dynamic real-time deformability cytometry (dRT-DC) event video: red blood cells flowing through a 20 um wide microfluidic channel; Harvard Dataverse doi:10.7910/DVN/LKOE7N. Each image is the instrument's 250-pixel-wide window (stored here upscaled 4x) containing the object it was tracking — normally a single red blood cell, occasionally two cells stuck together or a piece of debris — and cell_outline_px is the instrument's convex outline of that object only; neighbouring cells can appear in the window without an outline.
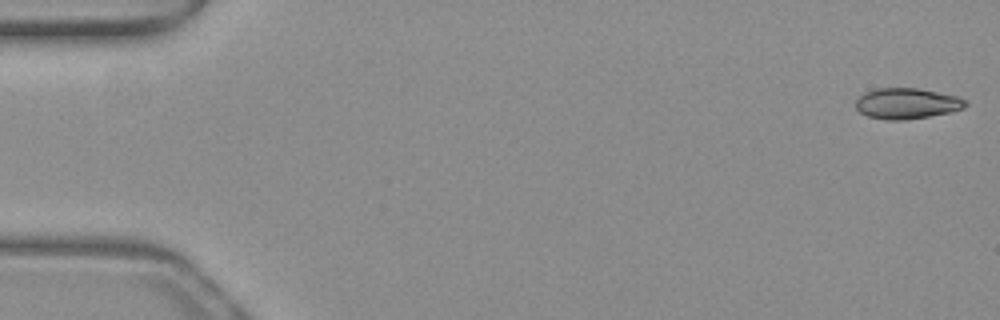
{"species": "common noctule bat (a hibernating species)", "species_latin": "Nyctalus noctula", "temperature_condition": "warm", "stored_images_in_passage": 52, "camera_frame_rate_fps": 3000, "um_per_image_px": 0.085, "animal": {"sex": "female", "body_mass_g": 19.3, "forearm_length_mm": 54.1}, "frame": {"image": 1, "passage_image": 1, "time_ms": 0.0, "image_size_px": [1000, 320], "cell_outline_px": [[968, 104], [964, 108], [948, 112], [928, 116], [904, 120], [884, 120], [868, 116], [860, 112], [856, 108], [856, 100], [860, 96], [876, 88], [916, 88], [956, 96], [968, 100]], "centroid_in_image_um": [77.08, 8.8], "position_along_channel_um": 7.9, "area_um2": 19.48}}
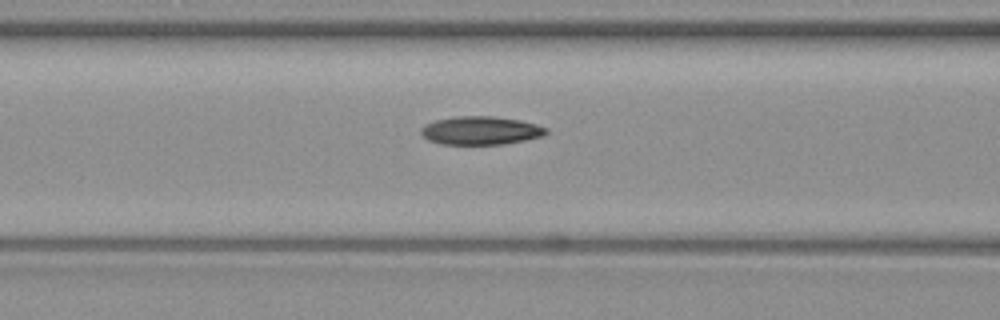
{"frame": {"image": 2, "passage_image": 21, "time_ms": 6.667, "image_size_px": [1000, 320], "cell_outline_px": [[548, 132], [544, 136], [504, 144], [440, 144], [428, 140], [420, 132], [420, 128], [424, 124], [436, 120], [456, 116], [492, 116], [520, 120], [536, 124], [548, 128]], "centroid_in_image_um": [40.86, 11.09], "position_along_channel_um": 125.7, "area_um2": 20.75}}
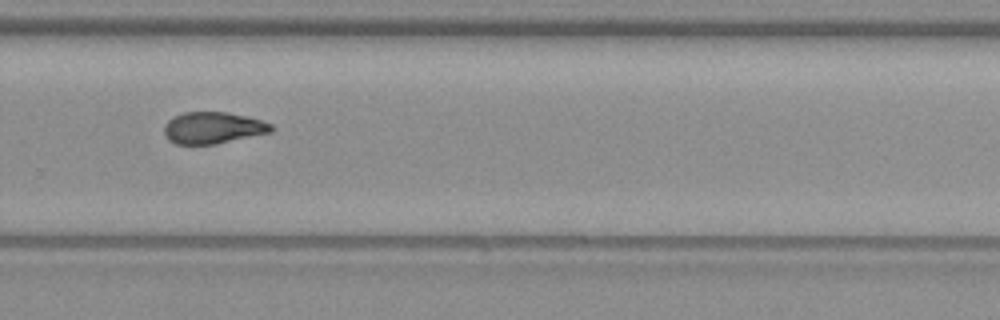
{"frame": {"image": 3, "passage_image": 35, "time_ms": 11.333, "image_size_px": [1000, 320], "cell_outline_px": [[272, 132], [216, 144], [176, 144], [168, 140], [164, 132], [164, 124], [168, 120], [184, 112], [228, 112], [260, 120], [272, 124]], "centroid_in_image_um": [18.08, 10.87], "position_along_channel_um": 311.7, "area_um2": 19.65}, "authors_computed_cell_mechanics": {"area_um2": 20.0566, "velocity_mm_per_s": 3.9948, "shape_relaxation_time_tau1_ms": 5.3501, "shape_relaxation_time_tau2_ms": 4.0063, "deformation_change_tau1": 0.1728, "deformation_change_tau2": 0.1169}}